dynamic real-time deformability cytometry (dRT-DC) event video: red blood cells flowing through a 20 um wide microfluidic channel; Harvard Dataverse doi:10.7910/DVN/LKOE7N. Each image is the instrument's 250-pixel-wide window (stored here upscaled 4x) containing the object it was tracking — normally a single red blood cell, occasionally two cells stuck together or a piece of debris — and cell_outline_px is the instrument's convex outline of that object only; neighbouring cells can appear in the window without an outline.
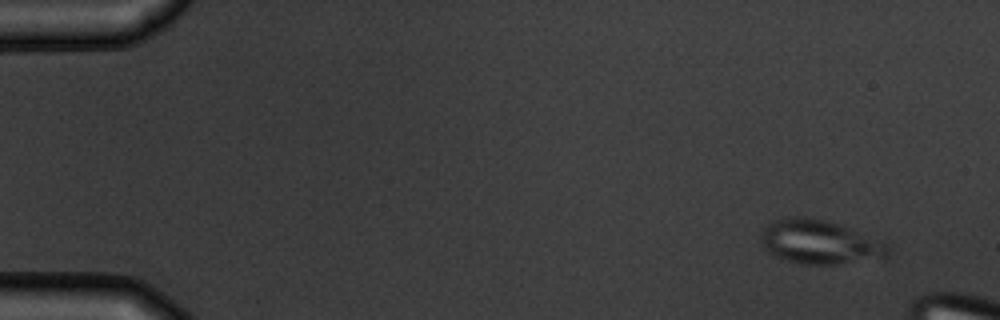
{"species": "common noctule bat (a hibernating species)", "species_latin": "Nyctalus noctula", "temperature_condition": "warm", "stored_images_in_passage": 4, "camera_frame_rate_fps": 3000, "um_per_image_px": 0.085, "animal": {"sex": "male", "body_mass_g": 19.5, "forearm_length_mm": 54.6}, "frame": {"image": 1, "passage_image": 1, "time_ms": 0.0, "image_size_px": [1000, 320], "cell_outline_px": [[892, 248], [888, 256], [832, 264], [800, 264], [776, 256], [768, 252], [764, 248], [760, 236], [764, 228], [768, 224], [776, 220], [788, 216], [804, 216], [824, 220], [888, 240]], "centroid_in_image_um": [69.73, 20.55], "position_along_channel_um": 15.3, "area_um2": 32.66}}